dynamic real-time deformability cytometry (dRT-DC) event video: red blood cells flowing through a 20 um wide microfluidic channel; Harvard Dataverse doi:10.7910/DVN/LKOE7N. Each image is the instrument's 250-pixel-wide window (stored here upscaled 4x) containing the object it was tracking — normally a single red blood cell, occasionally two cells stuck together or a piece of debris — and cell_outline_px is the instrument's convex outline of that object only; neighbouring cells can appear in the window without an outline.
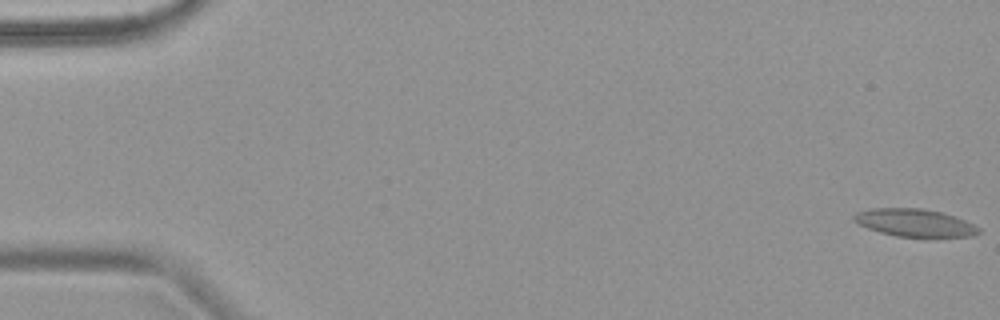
{"species": "common noctule bat (a hibernating species)", "species_latin": "Nyctalus noctula", "temperature_condition": "warm", "stored_images_in_passage": 9, "camera_frame_rate_fps": 3000, "um_per_image_px": 0.085, "animal": {"sex": "female", "body_mass_g": 18.4}, "frame": {"image": 1, "passage_image": 1, "time_ms": 0.0, "image_size_px": [1000, 320], "cell_outline_px": [[980, 232], [972, 236], [896, 236], [880, 232], [868, 228], [852, 220], [852, 216], [856, 212], [872, 208], [920, 208], [940, 212], [964, 220], [980, 228]], "centroid_in_image_um": [77.7, 18.92], "position_along_channel_um": 7.3, "area_um2": 19.71}}
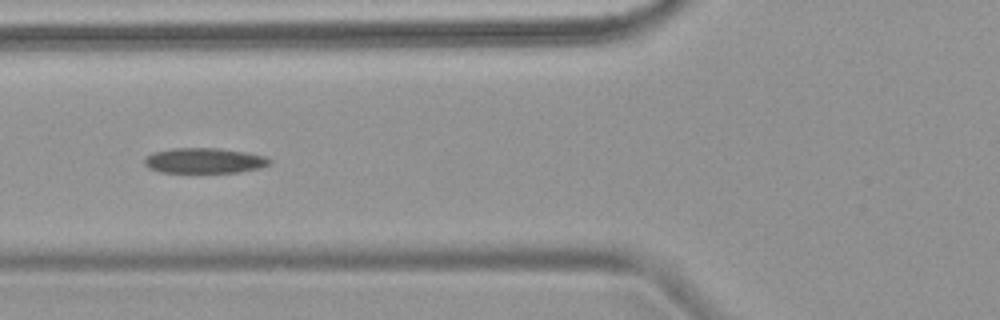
{"frame": {"image": 2, "passage_image": 6, "time_ms": 7.0, "image_size_px": [1000, 320], "cell_outline_px": [[272, 164], [260, 168], [240, 172], [160, 172], [148, 168], [144, 164], [144, 160], [152, 152], [172, 148], [220, 148], [244, 152], [264, 156], [272, 160]], "centroid_in_image_um": [17.38, 13.65], "position_along_channel_um": 108.4, "area_um2": 18.5}}
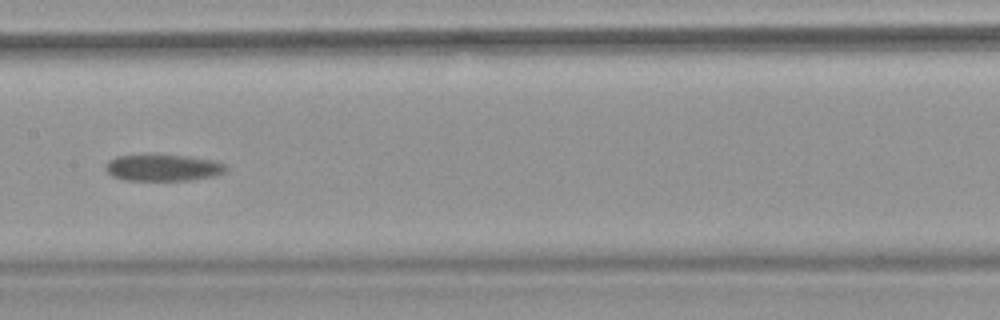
{"frame": {"image": 3, "passage_image": 8, "time_ms": 9.333, "image_size_px": [1000, 320], "cell_outline_px": [[228, 168], [224, 172], [212, 176], [192, 180], [124, 180], [112, 176], [104, 168], [108, 160], [116, 156], [188, 156], [216, 160], [224, 164]], "centroid_in_image_um": [13.87, 14.27], "position_along_channel_um": 193.5, "area_um2": 18.38}}